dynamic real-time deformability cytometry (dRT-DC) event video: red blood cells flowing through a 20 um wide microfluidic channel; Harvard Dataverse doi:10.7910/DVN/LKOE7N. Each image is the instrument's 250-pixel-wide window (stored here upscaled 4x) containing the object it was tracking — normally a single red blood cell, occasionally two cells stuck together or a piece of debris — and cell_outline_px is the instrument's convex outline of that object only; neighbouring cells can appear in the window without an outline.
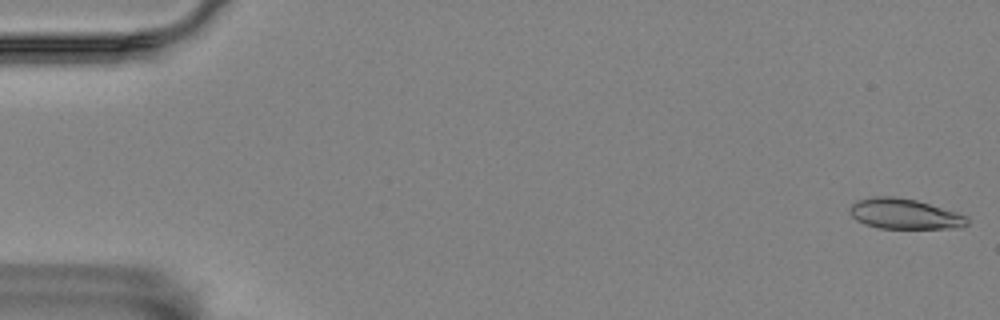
{"species": "Egyptian fruit bat (a non-hibernating species)", "species_latin": "Rousettus aegyptiacus", "temperature_condition": "room temperature", "stored_images_in_passage": 8, "camera_frame_rate_fps": 3000, "um_per_image_px": 0.085, "animal": {"sex": "female"}, "frame": {"image": 1, "passage_image": 1, "time_ms": 0.0, "image_size_px": [1000, 320], "cell_outline_px": [[968, 224], [964, 228], [880, 228], [864, 224], [856, 220], [848, 212], [848, 208], [856, 200], [872, 196], [892, 196], [916, 200], [956, 212], [968, 216]], "centroid_in_image_um": [76.86, 18.18], "position_along_channel_um": 8.1, "area_um2": 20.92}}
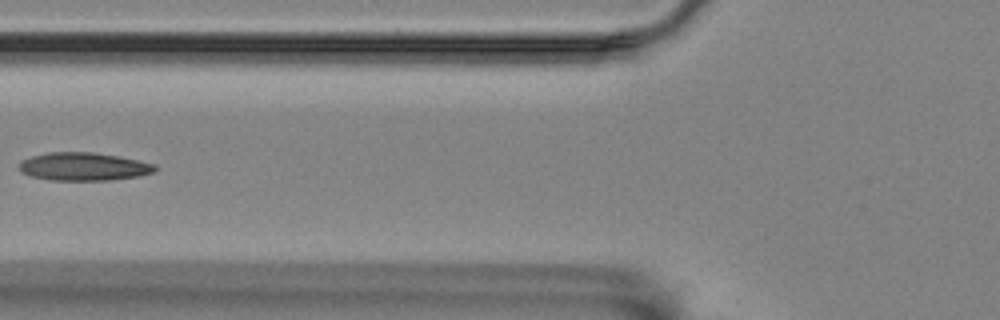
{"frame": {"image": 2, "passage_image": 7, "time_ms": 2.0, "image_size_px": [1000, 320], "cell_outline_px": [[156, 168], [152, 172], [136, 176], [112, 180], [52, 180], [32, 176], [20, 172], [20, 164], [24, 160], [32, 156], [48, 152], [92, 152], [116, 156], [156, 164]], "centroid_in_image_um": [7.09, 14.16], "position_along_channel_um": 118.7, "area_um2": 21.85}}
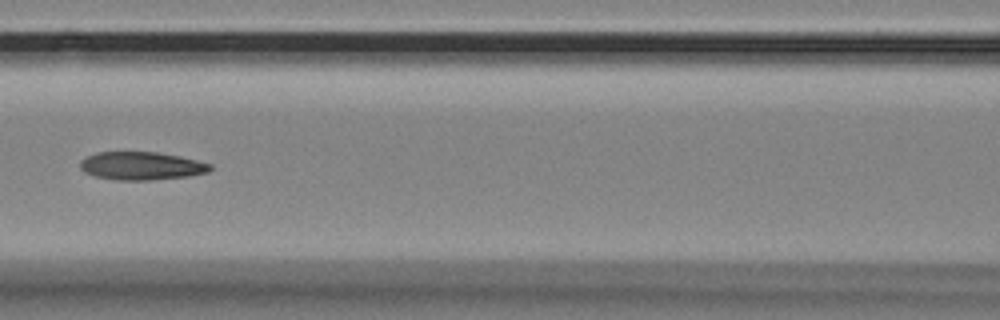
{"frame": {"image": 3, "passage_image": 8, "time_ms": 2.333, "image_size_px": [1000, 320], "cell_outline_px": [[212, 168], [208, 172], [188, 176], [152, 180], [116, 180], [96, 176], [84, 172], [80, 168], [80, 160], [96, 152], [156, 152], [180, 156], [212, 164]], "centroid_in_image_um": [12.02, 14.1], "position_along_channel_um": 154.6, "area_um2": 21.27}}